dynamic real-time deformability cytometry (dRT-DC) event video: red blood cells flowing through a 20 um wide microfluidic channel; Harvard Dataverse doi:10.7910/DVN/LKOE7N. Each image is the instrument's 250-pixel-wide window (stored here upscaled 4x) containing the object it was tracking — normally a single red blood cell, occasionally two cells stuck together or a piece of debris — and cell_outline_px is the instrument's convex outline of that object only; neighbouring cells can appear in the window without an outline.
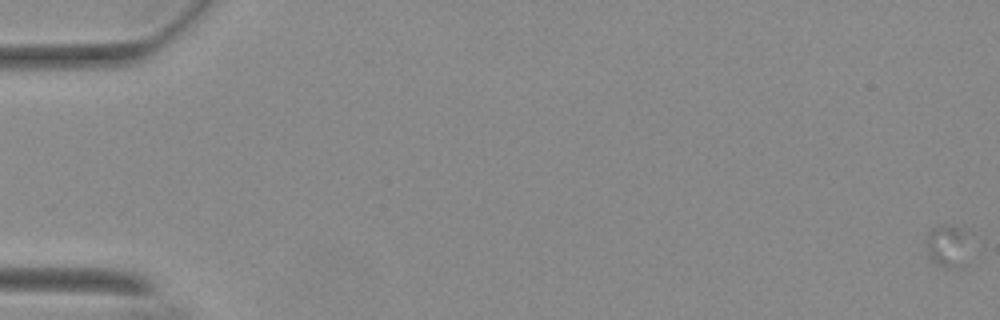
{"species": "Egyptian fruit bat (a non-hibernating species)", "species_latin": "Rousettus aegyptiacus", "temperature_condition": "warm", "stored_images_in_passage": 14, "camera_frame_rate_fps": 3000, "um_per_image_px": 0.085, "animal": {"sex": "female"}, "frame": {"image": 1, "passage_image": 14, "time_ms": 4.333, "image_size_px": [1000, 320], "cell_outline_px": [[964, 268], [944, 268], [936, 264], [932, 260], [924, 244], [928, 232], [932, 228], [940, 224], [952, 224], [960, 228], [964, 232]], "centroid_in_image_um": [80.43, 20.9], "position_along_channel_um": 4.6, "area_um2": 10.52}}